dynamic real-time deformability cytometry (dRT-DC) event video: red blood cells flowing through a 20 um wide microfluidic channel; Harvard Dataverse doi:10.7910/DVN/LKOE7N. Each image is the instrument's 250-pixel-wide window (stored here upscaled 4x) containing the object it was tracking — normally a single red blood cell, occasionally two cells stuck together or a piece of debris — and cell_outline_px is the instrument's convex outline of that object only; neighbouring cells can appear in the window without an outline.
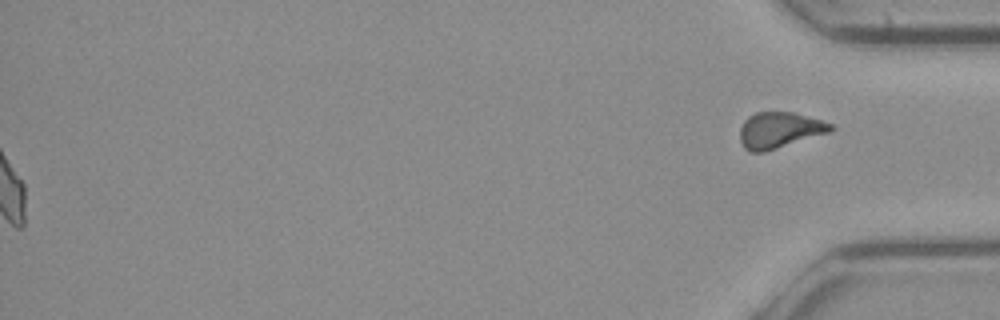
{"species": "common noctule bat (a hibernating species)", "species_latin": "Nyctalus noctula", "temperature_condition": "cold", "stored_images_in_passage": 50, "segment_of_instrument_passage": [2, 2], "camera_frame_rate_fps": 3000, "um_per_image_px": 0.085, "animal": {"sex": "female", "body_mass_g": 21.9}, "frame": {"image": 1, "passage_image": 50, "time_ms": 16.333, "image_size_px": [1000, 320], "cell_outline_px": [[836, 128], [828, 132], [764, 152], [748, 152], [744, 148], [740, 140], [740, 128], [744, 120], [748, 116], [756, 112], [792, 112], [820, 120], [832, 124]], "centroid_in_image_um": [66.2, 11.06], "position_along_channel_um": 369.0, "area_um2": 18.84}}